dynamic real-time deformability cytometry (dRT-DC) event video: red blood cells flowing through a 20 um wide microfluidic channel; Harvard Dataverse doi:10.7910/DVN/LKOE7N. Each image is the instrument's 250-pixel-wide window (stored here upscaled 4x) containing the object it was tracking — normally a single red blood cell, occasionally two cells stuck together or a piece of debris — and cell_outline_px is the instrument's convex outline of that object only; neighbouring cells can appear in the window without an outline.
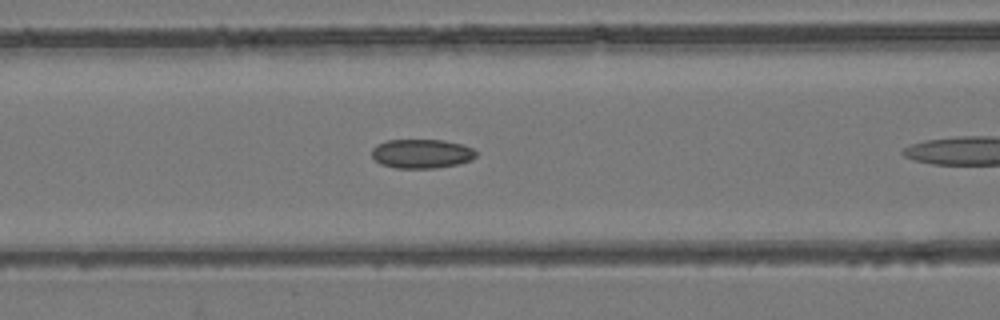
{"species": "common noctule bat (a hibernating species)", "species_latin": "Nyctalus noctula", "temperature_condition": "room temperature", "stored_images_in_passage": 5, "camera_frame_rate_fps": 3000, "um_per_image_px": 0.085, "animal": {"sex": "female", "body_mass_g": 24.6, "forearm_length_mm": 56.2}, "frame": {"image": 1, "passage_image": 4, "time_ms": 1.0, "image_size_px": [1000, 320], "cell_outline_px": [[476, 156], [472, 160], [456, 164], [436, 168], [396, 168], [380, 164], [372, 156], [372, 148], [376, 144], [388, 140], [444, 140], [464, 144], [472, 148], [476, 152]], "centroid_in_image_um": [35.84, 13.06], "position_along_channel_um": 130.8, "area_um2": 17.8}}